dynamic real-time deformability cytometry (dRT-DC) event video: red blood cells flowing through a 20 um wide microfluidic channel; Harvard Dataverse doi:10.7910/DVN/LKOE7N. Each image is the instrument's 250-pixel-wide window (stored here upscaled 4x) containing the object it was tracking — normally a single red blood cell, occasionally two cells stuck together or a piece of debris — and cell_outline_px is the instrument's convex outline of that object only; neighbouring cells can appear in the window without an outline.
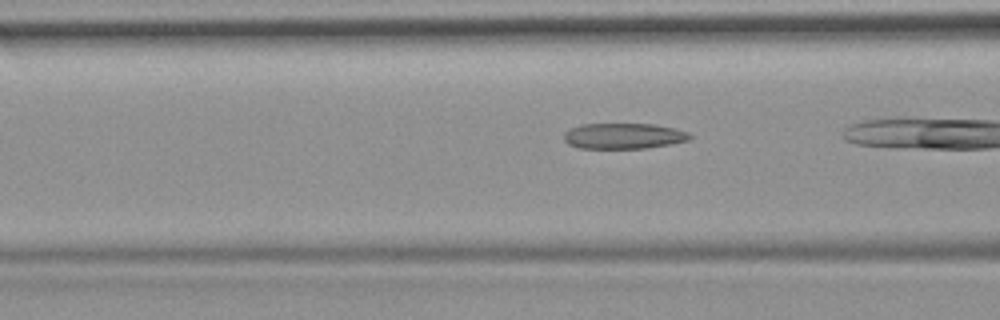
{"species": "common noctule bat (a hibernating species)", "species_latin": "Nyctalus noctula", "temperature_condition": "room temperature", "stored_images_in_passage": 14, "camera_frame_rate_fps": 3000, "um_per_image_px": 0.085, "animal": {"sex": "female", "body_mass_g": 19.9}, "frame": {"image": 1, "passage_image": 10, "time_ms": 3.0, "image_size_px": [1000, 320], "cell_outline_px": [[692, 136], [688, 140], [668, 144], [644, 148], [580, 148], [568, 144], [564, 140], [564, 132], [580, 124], [652, 124], [672, 128], [688, 132]], "centroid_in_image_um": [52.96, 11.55], "position_along_channel_um": 113.6, "area_um2": 18.61}}